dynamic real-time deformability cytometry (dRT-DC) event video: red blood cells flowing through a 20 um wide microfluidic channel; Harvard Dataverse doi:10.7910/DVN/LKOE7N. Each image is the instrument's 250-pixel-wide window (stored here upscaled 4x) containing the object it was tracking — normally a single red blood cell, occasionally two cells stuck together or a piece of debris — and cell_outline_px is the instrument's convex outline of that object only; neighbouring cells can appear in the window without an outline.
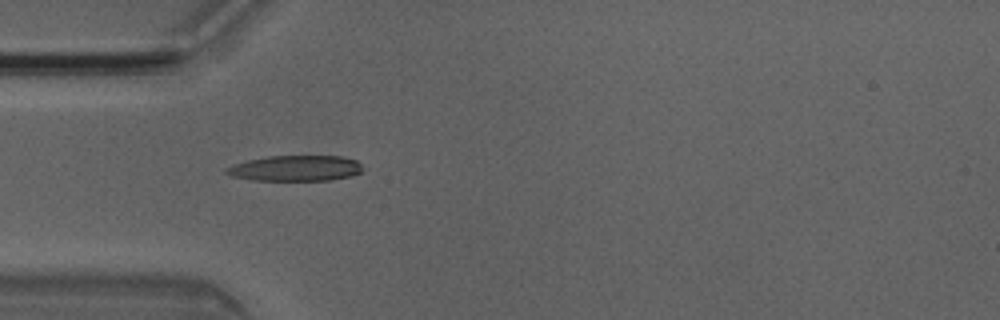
{"species": "Egyptian fruit bat (a non-hibernating species)", "species_latin": "Rousettus aegyptiacus", "temperature_condition": "room temperature", "stored_images_in_passage": 6, "camera_frame_rate_fps": 3000, "um_per_image_px": 0.085, "animal": {"sex": "male"}, "frame": {"image": 1, "passage_image": 4, "time_ms": 1.0, "image_size_px": [1000, 320], "cell_outline_px": [[364, 172], [352, 176], [328, 180], [252, 180], [232, 176], [224, 172], [224, 168], [248, 160], [268, 156], [344, 156], [356, 160], [364, 168]], "centroid_in_image_um": [25.16, 14.3], "position_along_channel_um": 59.8, "area_um2": 20.46}}